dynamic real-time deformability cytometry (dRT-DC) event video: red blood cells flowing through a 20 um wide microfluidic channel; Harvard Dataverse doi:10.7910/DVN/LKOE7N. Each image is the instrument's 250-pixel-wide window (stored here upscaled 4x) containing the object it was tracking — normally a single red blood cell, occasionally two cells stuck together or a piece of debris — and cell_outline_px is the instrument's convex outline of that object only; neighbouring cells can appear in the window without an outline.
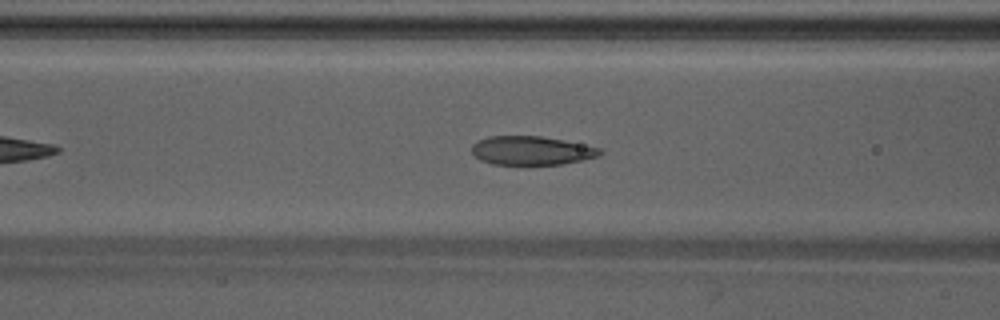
{"species": "Egyptian fruit bat (a non-hibernating species)", "species_latin": "Rousettus aegyptiacus", "temperature_condition": "warm", "stored_images_in_passage": 27, "camera_frame_rate_fps": 3000, "um_per_image_px": 0.085, "animal": {"sex": "male"}, "frame": {"image": 1, "passage_image": 10, "time_ms": 3.0, "image_size_px": [1000, 320], "cell_outline_px": [[604, 152], [596, 156], [584, 160], [560, 164], [492, 164], [480, 160], [472, 152], [472, 144], [488, 136], [540, 136], [564, 140], [600, 148]], "centroid_in_image_um": [45.17, 12.79], "position_along_channel_um": 121.4, "area_um2": 21.33}}
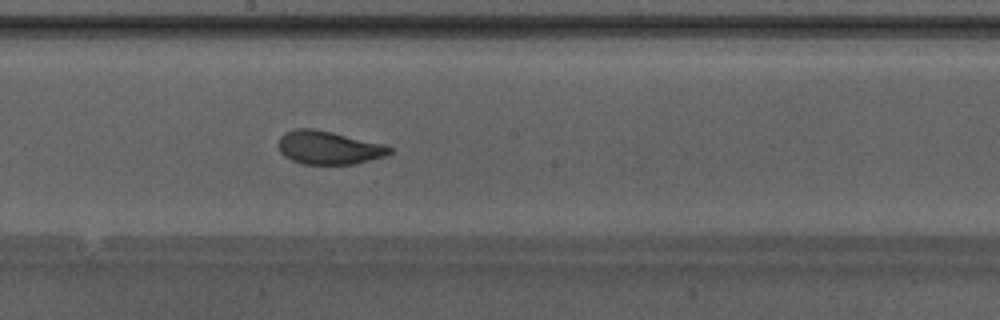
{"frame": {"image": 2, "passage_image": 17, "time_ms": 5.333, "image_size_px": [1000, 320], "cell_outline_px": [[392, 152], [384, 156], [356, 164], [304, 164], [292, 160], [284, 156], [280, 152], [276, 144], [280, 136], [284, 132], [296, 128], [312, 128], [332, 132], [384, 144], [392, 148]], "centroid_in_image_um": [27.89, 12.54], "position_along_channel_um": 220.3, "area_um2": 21.73}}
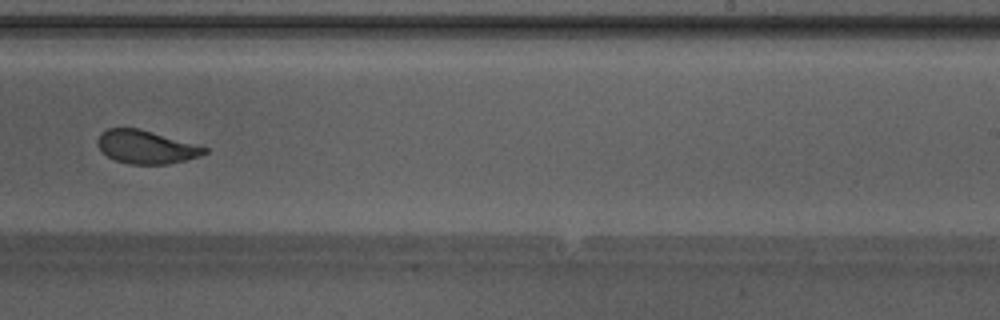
{"frame": {"image": 3, "passage_image": 21, "time_ms": 6.667, "image_size_px": [1000, 320], "cell_outline_px": [[208, 152], [200, 156], [168, 164], [128, 164], [116, 160], [108, 156], [96, 144], [96, 140], [100, 132], [108, 128], [140, 128], [196, 144], [208, 148]], "centroid_in_image_um": [12.41, 12.48], "position_along_channel_um": 276.6, "area_um2": 20.75}}